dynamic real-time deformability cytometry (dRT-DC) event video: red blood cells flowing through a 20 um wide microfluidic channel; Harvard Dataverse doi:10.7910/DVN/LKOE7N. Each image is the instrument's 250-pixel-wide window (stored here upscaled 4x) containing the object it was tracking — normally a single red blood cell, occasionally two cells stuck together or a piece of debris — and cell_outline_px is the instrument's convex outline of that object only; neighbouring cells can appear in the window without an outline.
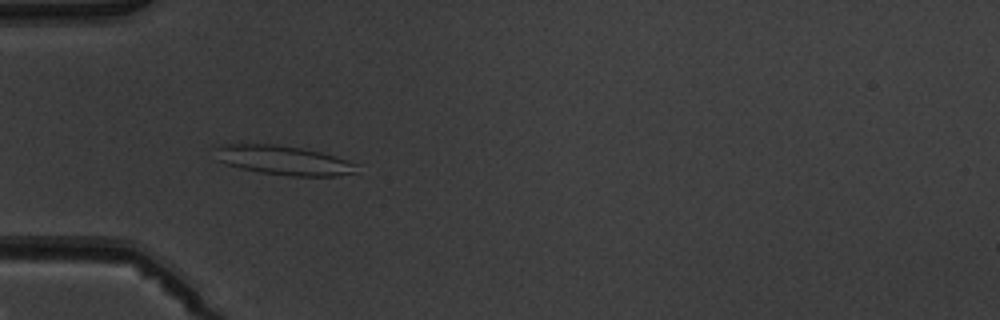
{"species": "common noctule bat (a hibernating species)", "species_latin": "Nyctalus noctula", "temperature_condition": "warm", "stored_images_in_passage": 5, "camera_frame_rate_fps": 3000, "um_per_image_px": 0.085, "animal": {"sex": "male", "body_mass_g": 19.5, "forearm_length_mm": 54.6}, "frame": {"image": 1, "passage_image": 4, "time_ms": 3.667, "image_size_px": [1000, 320], "cell_outline_px": [[360, 164], [356, 172], [336, 176], [288, 176], [260, 172], [240, 168], [224, 164], [216, 160], [212, 148], [224, 144], [276, 144], [304, 148], [336, 156]], "centroid_in_image_um": [24.08, 13.62], "position_along_channel_um": 60.9, "area_um2": 24.62}}
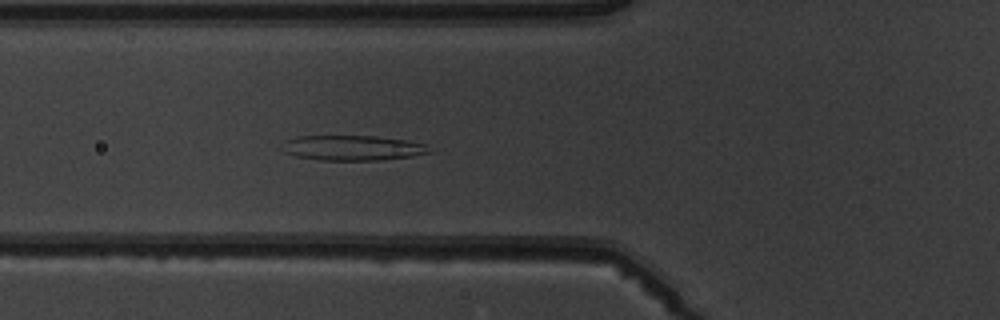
{"frame": {"image": 2, "passage_image": 5, "time_ms": 4.667, "image_size_px": [1000, 320], "cell_outline_px": [[432, 152], [412, 156], [380, 160], [320, 160], [296, 156], [284, 152], [284, 140], [296, 136], [376, 136], [404, 140], [424, 144]], "centroid_in_image_um": [29.94, 12.57], "position_along_channel_um": 95.9, "area_um2": 21.33}}